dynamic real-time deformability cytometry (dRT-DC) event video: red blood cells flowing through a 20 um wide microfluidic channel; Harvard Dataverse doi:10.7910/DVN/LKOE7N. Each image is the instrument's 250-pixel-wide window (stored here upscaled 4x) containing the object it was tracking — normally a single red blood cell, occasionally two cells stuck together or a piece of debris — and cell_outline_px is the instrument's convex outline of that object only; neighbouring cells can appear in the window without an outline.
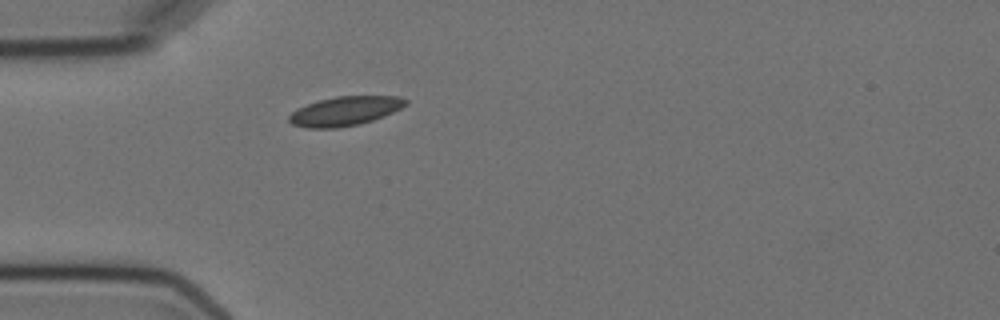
{"species": "Egyptian fruit bat (a non-hibernating species)", "species_latin": "Rousettus aegyptiacus", "temperature_condition": "cold", "stored_images_in_passage": 1, "camera_frame_rate_fps": 3000, "um_per_image_px": 0.085, "animal": {"sex": "female"}, "frame": {"image": 1, "passage_image": 1, "time_ms": 0.0, "image_size_px": [1000, 320], "cell_outline_px": [[408, 104], [384, 116], [360, 124], [336, 128], [308, 128], [292, 124], [288, 120], [288, 116], [296, 108], [320, 100], [336, 96], [400, 96], [408, 100]], "centroid_in_image_um": [29.32, 9.44], "position_along_channel_um": 55.7, "area_um2": 19.83}}